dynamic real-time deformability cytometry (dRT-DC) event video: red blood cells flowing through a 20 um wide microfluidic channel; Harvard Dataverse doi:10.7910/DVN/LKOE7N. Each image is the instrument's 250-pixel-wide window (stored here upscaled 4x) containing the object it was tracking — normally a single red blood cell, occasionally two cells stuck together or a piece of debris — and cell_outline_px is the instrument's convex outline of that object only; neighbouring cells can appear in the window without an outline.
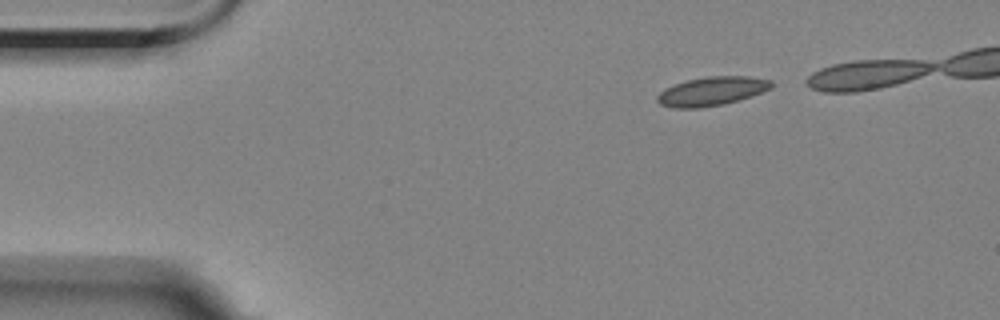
{"species": "Egyptian fruit bat (a non-hibernating species)", "species_latin": "Rousettus aegyptiacus", "temperature_condition": "room temperature", "stored_images_in_passage": 5, "camera_frame_rate_fps": 3000, "um_per_image_px": 0.085, "animal": {"sex": "female"}, "frame": {"image": 1, "passage_image": 1, "time_ms": 0.0, "image_size_px": [1000, 320], "cell_outline_px": [[772, 88], [724, 104], [700, 108], [676, 108], [660, 104], [656, 100], [656, 96], [664, 88], [688, 80], [704, 76], [748, 76], [772, 80]], "centroid_in_image_um": [60.47, 7.75], "position_along_channel_um": 24.5, "area_um2": 19.02}}
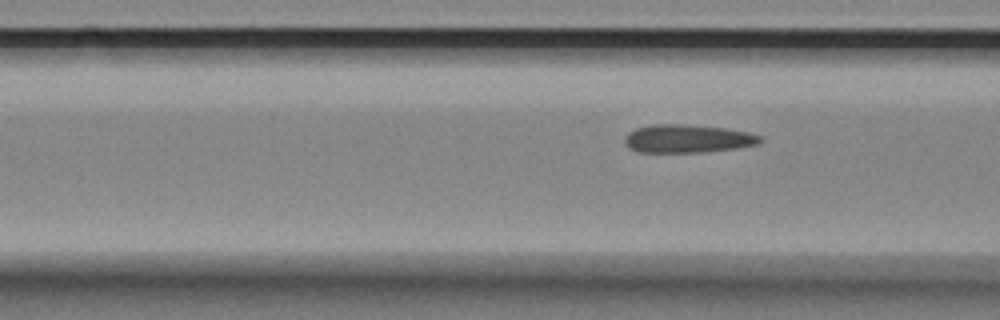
{"frame": {"image": 2, "passage_image": 5, "time_ms": 6.0, "image_size_px": [1000, 320], "cell_outline_px": [[764, 140], [760, 144], [736, 148], [704, 152], [636, 152], [628, 148], [624, 144], [624, 136], [628, 132], [636, 128], [652, 124], [684, 124], [724, 128], [748, 132], [760, 136]], "centroid_in_image_um": [58.41, 11.79], "position_along_channel_um": 108.2, "area_um2": 22.48}}